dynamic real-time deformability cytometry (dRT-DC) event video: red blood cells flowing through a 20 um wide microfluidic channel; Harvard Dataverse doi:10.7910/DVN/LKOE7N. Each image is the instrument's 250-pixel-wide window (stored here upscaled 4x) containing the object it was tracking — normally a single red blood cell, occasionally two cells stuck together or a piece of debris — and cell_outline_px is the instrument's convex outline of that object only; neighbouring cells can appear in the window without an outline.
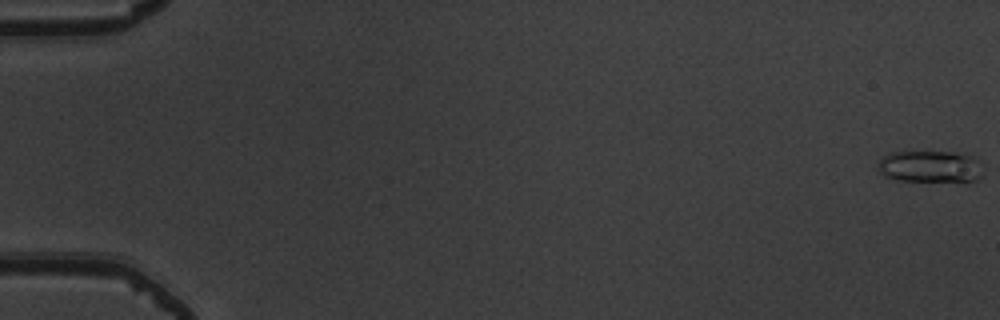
{"species": "common noctule bat (a hibernating species)", "species_latin": "Nyctalus noctula", "temperature_condition": "warm", "stored_images_in_passage": 54, "camera_frame_rate_fps": 3000, "um_per_image_px": 0.085, "animal": {"sex": "male", "body_mass_g": 19.5, "forearm_length_mm": 54.6}, "frame": {"image": 1, "passage_image": 1, "time_ms": 0.0, "image_size_px": [1000, 320], "cell_outline_px": [[984, 176], [980, 180], [968, 184], [896, 180], [884, 176], [880, 172], [876, 164], [888, 152], [964, 152], [976, 156], [984, 172]], "centroid_in_image_um": [79.2, 14.21], "position_along_channel_um": 5.8, "area_um2": 20.92}}
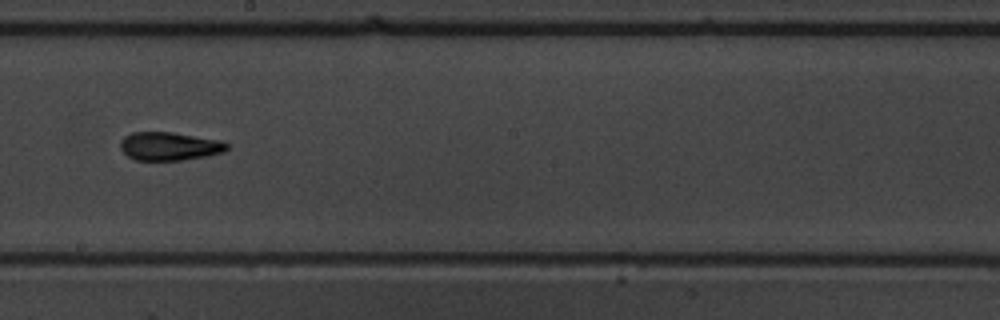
{"frame": {"image": 2, "passage_image": 32, "time_ms": 10.333, "image_size_px": [1000, 320], "cell_outline_px": [[228, 148], [224, 152], [208, 156], [180, 160], [136, 160], [128, 156], [120, 148], [120, 140], [124, 136], [132, 132], [172, 132], [224, 140], [228, 144]], "centroid_in_image_um": [14.43, 12.42], "position_along_channel_um": 233.8, "area_um2": 17.8}}
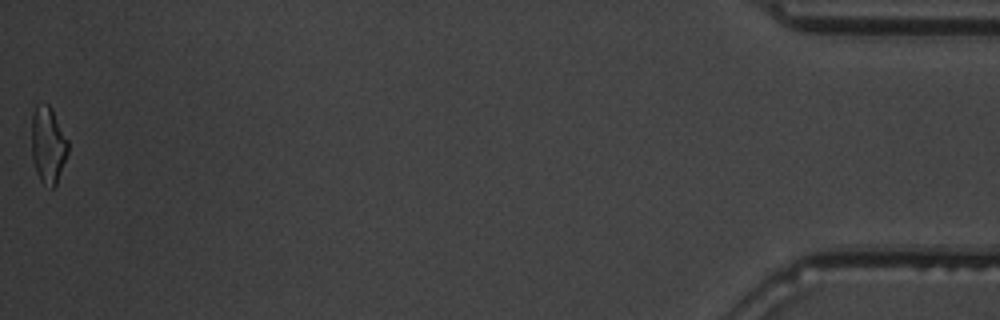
{"frame": {"image": 3, "passage_image": 54, "time_ms": 17.667, "image_size_px": [1000, 320], "cell_outline_px": [[68, 152], [56, 184], [52, 188], [40, 180], [36, 172], [32, 160], [32, 112], [36, 104], [48, 104], [52, 108], [68, 140]], "centroid_in_image_um": [4.08, 12.29], "position_along_channel_um": 431.1, "area_um2": 16.24}, "authors_computed_cell_mechanics": {"area_um2": 17.3978, "velocity_mm_per_s": 3.9211, "shape_relaxation_time_tau1_ms": 9.055, "shape_relaxation_time_tau2_ms": 3.1425, "deformation_change_tau1": 0.2643, "deformation_change_tau2": 0.1156}}